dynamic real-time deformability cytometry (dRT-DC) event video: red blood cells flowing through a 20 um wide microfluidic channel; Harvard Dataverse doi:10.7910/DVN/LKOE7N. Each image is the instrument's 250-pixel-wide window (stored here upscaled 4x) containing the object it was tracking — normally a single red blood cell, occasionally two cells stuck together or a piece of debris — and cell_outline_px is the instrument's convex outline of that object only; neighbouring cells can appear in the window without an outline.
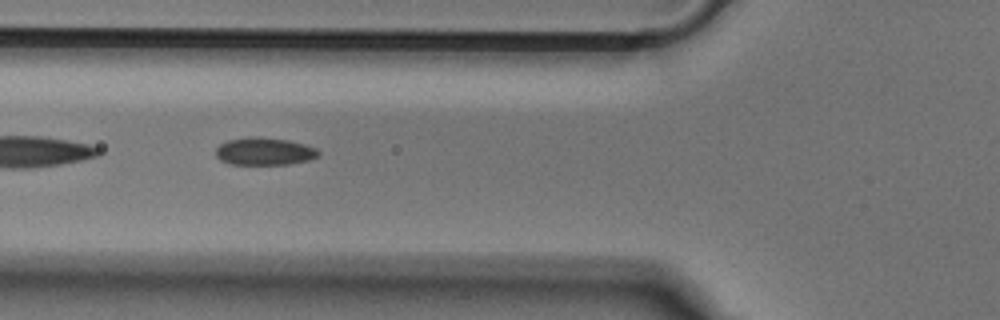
{"species": "Egyptian fruit bat (a non-hibernating species)", "species_latin": "Rousettus aegyptiacus", "temperature_condition": "cold", "stored_images_in_passage": 51, "segment_of_instrument_passage": [2, 2], "camera_frame_rate_fps": 3000, "um_per_image_px": 0.085, "animal": {"sex": "male"}, "frame": {"image": 1, "passage_image": 18, "time_ms": 5.667, "image_size_px": [1000, 320], "cell_outline_px": [[320, 156], [308, 160], [288, 164], [232, 164], [220, 160], [216, 156], [216, 148], [220, 144], [228, 140], [248, 136], [256, 136], [288, 140], [304, 144], [316, 148], [320, 152]], "centroid_in_image_um": [22.47, 12.86], "position_along_channel_um": 103.3, "area_um2": 16.53}}
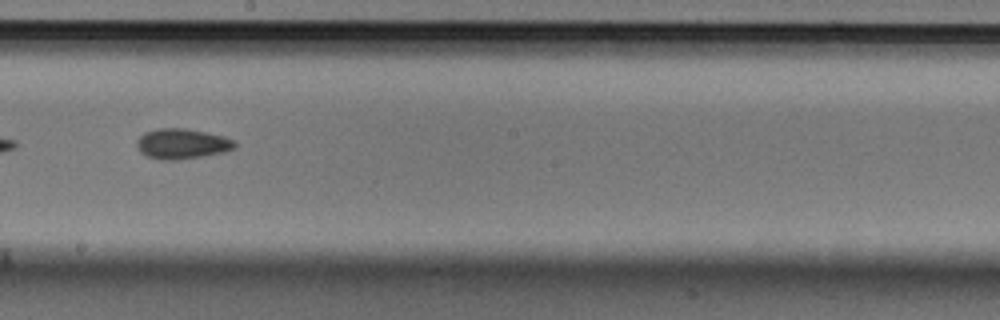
{"frame": {"image": 2, "passage_image": 28, "time_ms": 9.0, "image_size_px": [1000, 320], "cell_outline_px": [[236, 148], [224, 152], [204, 156], [176, 160], [160, 160], [148, 156], [140, 152], [136, 144], [136, 140], [144, 132], [156, 128], [184, 128], [224, 136], [232, 140], [236, 144]], "centroid_in_image_um": [15.45, 12.22], "position_along_channel_um": 232.8, "area_um2": 17.34}}
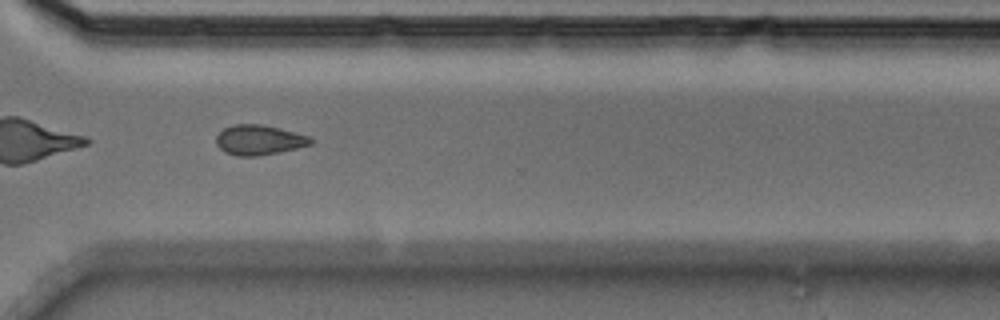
{"frame": {"image": 3, "passage_image": 37, "time_ms": 12.0, "image_size_px": [1000, 320], "cell_outline_px": [[312, 144], [296, 148], [256, 156], [236, 156], [224, 152], [216, 144], [216, 136], [224, 128], [236, 124], [260, 124], [280, 128], [308, 136], [312, 140]], "centroid_in_image_um": [21.98, 11.89], "position_along_channel_um": 348.6, "area_um2": 16.3}}